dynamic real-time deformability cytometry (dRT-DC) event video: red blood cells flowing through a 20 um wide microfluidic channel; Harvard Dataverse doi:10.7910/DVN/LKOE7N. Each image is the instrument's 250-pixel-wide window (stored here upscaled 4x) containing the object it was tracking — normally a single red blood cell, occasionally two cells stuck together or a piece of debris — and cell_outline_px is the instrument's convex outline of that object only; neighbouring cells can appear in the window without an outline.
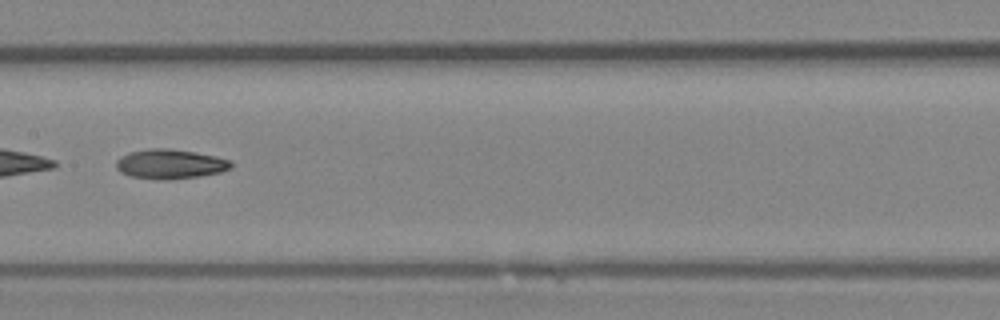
{"species": "Egyptian fruit bat (a non-hibernating species)", "species_latin": "Rousettus aegyptiacus", "temperature_condition": "room temperature", "stored_images_in_passage": 48, "camera_frame_rate_fps": 3000, "um_per_image_px": 0.085, "animal": {"sex": "female"}, "frame": {"image": 1, "passage_image": 25, "time_ms": 8.0, "image_size_px": [1000, 320], "cell_outline_px": [[232, 168], [220, 172], [200, 176], [168, 180], [160, 180], [132, 176], [120, 172], [116, 168], [116, 160], [120, 156], [128, 152], [148, 148], [168, 148], [196, 152], [216, 156], [232, 160]], "centroid_in_image_um": [14.46, 13.93], "position_along_channel_um": 192.9, "area_um2": 20.06}}
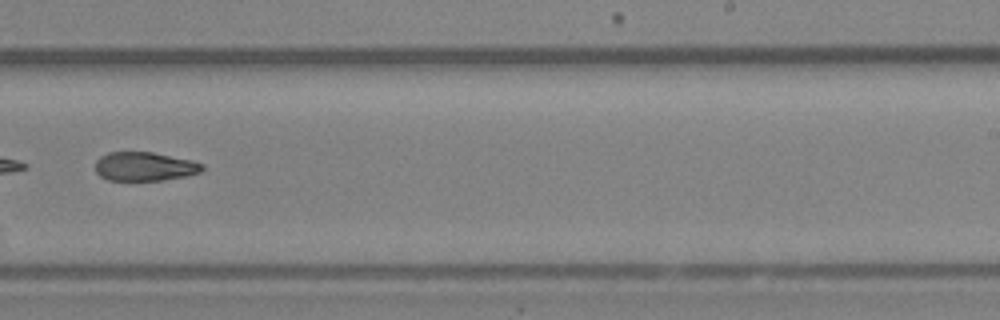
{"frame": {"image": 2, "passage_image": 31, "time_ms": 10.0, "image_size_px": [1000, 320], "cell_outline_px": [[204, 168], [200, 172], [188, 176], [164, 180], [108, 180], [100, 176], [96, 172], [96, 160], [100, 156], [108, 152], [152, 152], [192, 160], [204, 164]], "centroid_in_image_um": [12.3, 14.15], "position_along_channel_um": 276.7, "area_um2": 18.09}, "authors_computed_cell_mechanics": {"area_um2": 20.8658, "velocity_mm_per_s": 4.2158, "shape_relaxation_time_tau1_ms": null, "shape_relaxation_time_tau2_ms": 4.3586, "deformation_change_tau1": null, "deformation_change_tau2": 0.127}}